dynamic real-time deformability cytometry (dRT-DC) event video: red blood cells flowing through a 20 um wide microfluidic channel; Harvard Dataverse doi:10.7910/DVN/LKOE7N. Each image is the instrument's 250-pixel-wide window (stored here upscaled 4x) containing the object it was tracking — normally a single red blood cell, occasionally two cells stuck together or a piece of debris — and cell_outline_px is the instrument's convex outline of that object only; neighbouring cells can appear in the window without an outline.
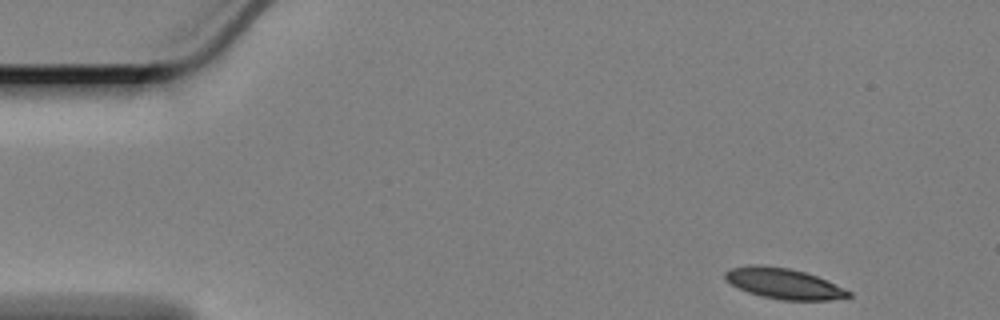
{"species": "Egyptian fruit bat (a non-hibernating species)", "species_latin": "Rousettus aegyptiacus", "temperature_condition": "cold", "stored_images_in_passage": 12, "camera_frame_rate_fps": 3000, "um_per_image_px": 0.085, "animal": {"sex": "female"}, "frame": {"image": 1, "passage_image": 1, "time_ms": 0.0, "image_size_px": [1000, 320], "cell_outline_px": [[852, 296], [832, 300], [780, 300], [760, 296], [748, 292], [732, 284], [724, 276], [724, 272], [732, 268], [748, 264], [760, 264], [788, 268], [804, 272], [816, 276], [844, 288], [852, 292]], "centroid_in_image_um": [66.62, 24.1], "position_along_channel_um": 18.4, "area_um2": 21.96}}